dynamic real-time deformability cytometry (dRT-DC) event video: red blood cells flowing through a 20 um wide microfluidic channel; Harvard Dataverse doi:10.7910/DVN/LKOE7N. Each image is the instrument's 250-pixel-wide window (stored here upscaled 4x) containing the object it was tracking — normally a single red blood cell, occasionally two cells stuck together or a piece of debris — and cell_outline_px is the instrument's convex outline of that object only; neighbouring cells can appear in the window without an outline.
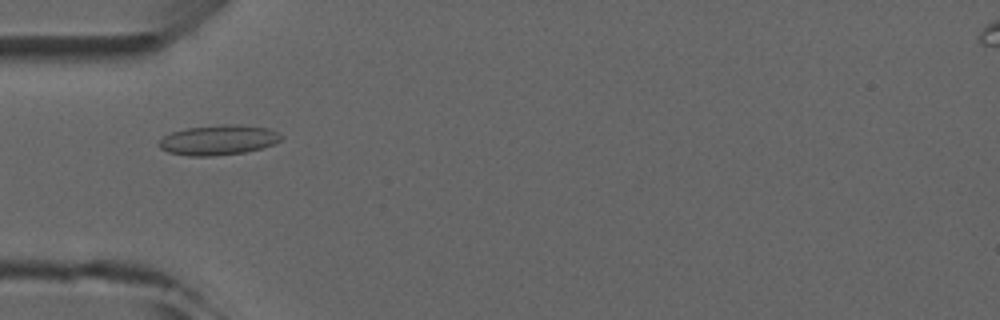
{"species": "common noctule bat (a hibernating species)", "species_latin": "Nyctalus noctula", "temperature_condition": "room temperature", "stored_images_in_passage": 3, "camera_frame_rate_fps": 3000, "um_per_image_px": 0.085, "animal": {"sex": "male", "forearm_length_mm": 52.5}, "frame": {"image": 1, "passage_image": 3, "time_ms": 2.333, "image_size_px": [1000, 320], "cell_outline_px": [[284, 136], [276, 144], [244, 152], [212, 156], [188, 156], [168, 152], [160, 148], [156, 144], [164, 136], [172, 132], [184, 128], [224, 124], [236, 124], [268, 128]], "centroid_in_image_um": [18.54, 11.9], "position_along_channel_um": 66.5, "area_um2": 21.44}}